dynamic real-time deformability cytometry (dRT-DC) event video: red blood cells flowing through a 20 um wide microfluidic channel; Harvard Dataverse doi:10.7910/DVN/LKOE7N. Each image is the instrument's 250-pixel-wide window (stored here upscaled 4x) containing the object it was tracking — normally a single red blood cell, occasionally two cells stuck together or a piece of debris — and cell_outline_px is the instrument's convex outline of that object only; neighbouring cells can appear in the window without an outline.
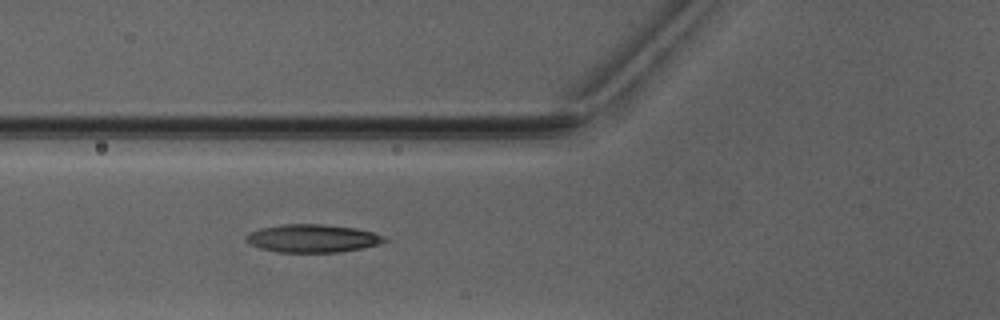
{"species": "Egyptian fruit bat (a non-hibernating species)", "species_latin": "Rousettus aegyptiacus", "temperature_condition": "warm", "stored_images_in_passage": 5, "camera_frame_rate_fps": 3000, "um_per_image_px": 0.085, "animal": {"sex": "male"}, "frame": {"image": 1, "passage_image": 5, "time_ms": 5.667, "image_size_px": [1000, 320], "cell_outline_px": [[388, 240], [376, 244], [360, 248], [340, 252], [280, 252], [260, 248], [248, 244], [244, 240], [244, 236], [248, 232], [260, 228], [284, 224], [324, 224], [356, 228], [372, 232], [384, 236]], "centroid_in_image_um": [26.49, 20.25], "position_along_channel_um": 99.3, "area_um2": 22.6}}